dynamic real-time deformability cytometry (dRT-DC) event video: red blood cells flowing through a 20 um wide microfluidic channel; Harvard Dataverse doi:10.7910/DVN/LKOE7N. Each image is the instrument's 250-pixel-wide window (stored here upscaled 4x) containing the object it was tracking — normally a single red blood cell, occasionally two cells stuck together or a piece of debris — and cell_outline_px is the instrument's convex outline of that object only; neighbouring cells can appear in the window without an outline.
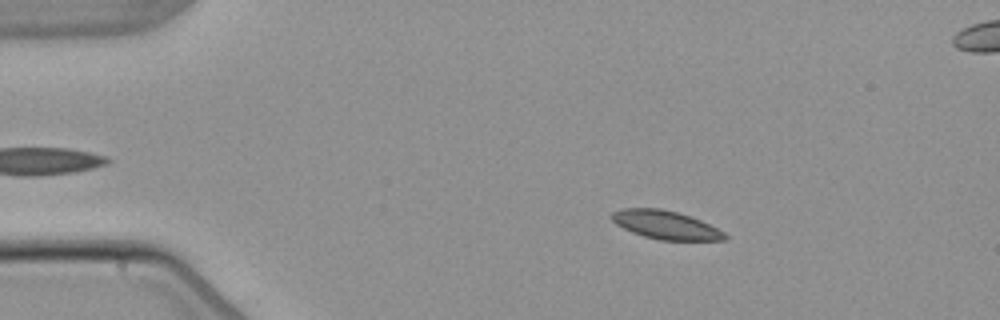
{"species": "common noctule bat (a hibernating species)", "species_latin": "Nyctalus noctula", "temperature_condition": "warm", "stored_images_in_passage": 6, "camera_frame_rate_fps": 3000, "um_per_image_px": 0.085, "animal": {"sex": "male", "body_mass_g": 21.5, "forearm_length_mm": 52.0}, "frame": {"image": 1, "passage_image": 2, "time_ms": 2.0, "image_size_px": [1000, 320], "cell_outline_px": [[728, 240], [660, 240], [644, 236], [632, 232], [616, 224], [608, 216], [612, 212], [620, 208], [660, 208], [676, 212], [700, 220], [724, 232], [728, 236]], "centroid_in_image_um": [56.54, 19.11], "position_along_channel_um": 28.5, "area_um2": 18.67}}
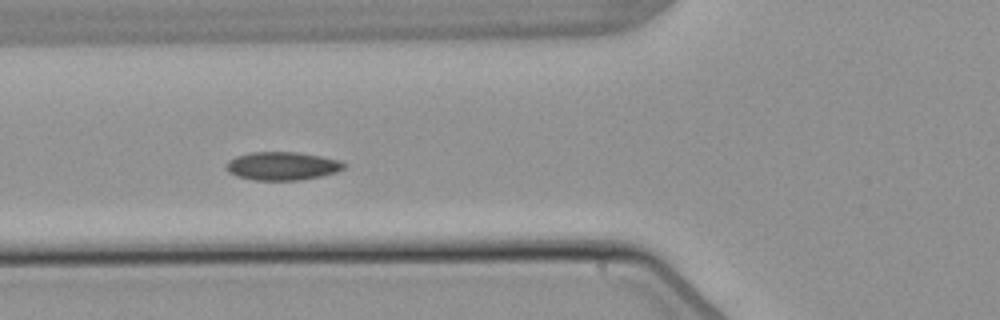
{"frame": {"image": 2, "passage_image": 5, "time_ms": 5.667, "image_size_px": [1000, 320], "cell_outline_px": [[348, 164], [344, 168], [336, 172], [320, 176], [300, 180], [256, 180], [236, 176], [228, 172], [224, 168], [224, 164], [228, 160], [236, 156], [252, 152], [296, 152], [320, 156], [340, 160]], "centroid_in_image_um": [23.96, 14.11], "position_along_channel_um": 101.8, "area_um2": 19.54}}